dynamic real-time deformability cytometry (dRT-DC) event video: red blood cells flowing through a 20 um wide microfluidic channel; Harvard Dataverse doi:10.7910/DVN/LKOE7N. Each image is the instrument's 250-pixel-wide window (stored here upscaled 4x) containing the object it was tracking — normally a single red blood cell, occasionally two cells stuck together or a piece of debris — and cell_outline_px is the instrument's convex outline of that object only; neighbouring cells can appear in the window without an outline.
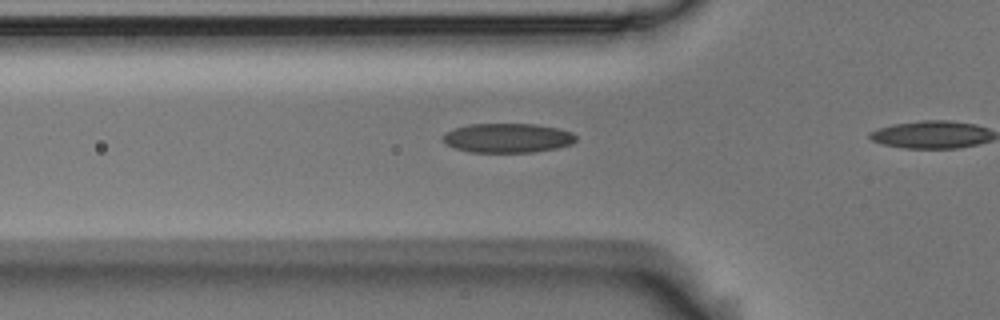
{"species": "Egyptian fruit bat (a non-hibernating species)", "species_latin": "Rousettus aegyptiacus", "temperature_condition": "room temperature", "stored_images_in_passage": 8, "camera_frame_rate_fps": 3000, "um_per_image_px": 0.085, "animal": {"sex": "male"}, "frame": {"image": 1, "passage_image": 7, "time_ms": 2.0, "image_size_px": [1000, 320], "cell_outline_px": [[576, 140], [572, 144], [556, 148], [532, 152], [468, 152], [456, 148], [448, 144], [444, 140], [444, 136], [448, 132], [456, 128], [468, 124], [532, 124], [560, 128], [572, 132], [576, 136]], "centroid_in_image_um": [43.2, 11.73], "position_along_channel_um": 82.6, "area_um2": 22.54}}